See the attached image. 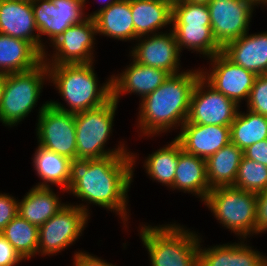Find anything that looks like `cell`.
<instances>
[{
	"label": "cell",
	"mask_w": 267,
	"mask_h": 266,
	"mask_svg": "<svg viewBox=\"0 0 267 266\" xmlns=\"http://www.w3.org/2000/svg\"><path fill=\"white\" fill-rule=\"evenodd\" d=\"M135 153L102 159H73L70 162L68 191L88 204L115 212L128 221V192L133 179ZM126 221V222H125Z\"/></svg>",
	"instance_id": "1"
},
{
	"label": "cell",
	"mask_w": 267,
	"mask_h": 266,
	"mask_svg": "<svg viewBox=\"0 0 267 266\" xmlns=\"http://www.w3.org/2000/svg\"><path fill=\"white\" fill-rule=\"evenodd\" d=\"M201 69L181 71L169 77L139 104L138 127L142 137L178 129L187 121L193 88Z\"/></svg>",
	"instance_id": "2"
},
{
	"label": "cell",
	"mask_w": 267,
	"mask_h": 266,
	"mask_svg": "<svg viewBox=\"0 0 267 266\" xmlns=\"http://www.w3.org/2000/svg\"><path fill=\"white\" fill-rule=\"evenodd\" d=\"M93 63L47 65L49 83L59 90L69 109L53 100L49 104L60 111L76 114L99 108L110 101L112 77L98 87Z\"/></svg>",
	"instance_id": "3"
},
{
	"label": "cell",
	"mask_w": 267,
	"mask_h": 266,
	"mask_svg": "<svg viewBox=\"0 0 267 266\" xmlns=\"http://www.w3.org/2000/svg\"><path fill=\"white\" fill-rule=\"evenodd\" d=\"M140 237L151 266H198L201 237L179 224L141 225Z\"/></svg>",
	"instance_id": "4"
},
{
	"label": "cell",
	"mask_w": 267,
	"mask_h": 266,
	"mask_svg": "<svg viewBox=\"0 0 267 266\" xmlns=\"http://www.w3.org/2000/svg\"><path fill=\"white\" fill-rule=\"evenodd\" d=\"M117 106L118 103L112 98L99 108L74 114L77 159H102L111 155H131L122 142L118 148L105 149L112 134Z\"/></svg>",
	"instance_id": "5"
},
{
	"label": "cell",
	"mask_w": 267,
	"mask_h": 266,
	"mask_svg": "<svg viewBox=\"0 0 267 266\" xmlns=\"http://www.w3.org/2000/svg\"><path fill=\"white\" fill-rule=\"evenodd\" d=\"M204 204L220 224L240 239L256 234L257 194L233 186L216 187Z\"/></svg>",
	"instance_id": "6"
},
{
	"label": "cell",
	"mask_w": 267,
	"mask_h": 266,
	"mask_svg": "<svg viewBox=\"0 0 267 266\" xmlns=\"http://www.w3.org/2000/svg\"><path fill=\"white\" fill-rule=\"evenodd\" d=\"M45 80L49 74L44 62L25 72L6 74L0 122L13 127L24 120L37 106Z\"/></svg>",
	"instance_id": "7"
},
{
	"label": "cell",
	"mask_w": 267,
	"mask_h": 266,
	"mask_svg": "<svg viewBox=\"0 0 267 266\" xmlns=\"http://www.w3.org/2000/svg\"><path fill=\"white\" fill-rule=\"evenodd\" d=\"M88 204H67L39 227L38 253L56 255L70 247L83 233L89 218Z\"/></svg>",
	"instance_id": "8"
},
{
	"label": "cell",
	"mask_w": 267,
	"mask_h": 266,
	"mask_svg": "<svg viewBox=\"0 0 267 266\" xmlns=\"http://www.w3.org/2000/svg\"><path fill=\"white\" fill-rule=\"evenodd\" d=\"M38 145L69 159H77L76 128L73 113L60 111L43 103L38 112Z\"/></svg>",
	"instance_id": "9"
},
{
	"label": "cell",
	"mask_w": 267,
	"mask_h": 266,
	"mask_svg": "<svg viewBox=\"0 0 267 266\" xmlns=\"http://www.w3.org/2000/svg\"><path fill=\"white\" fill-rule=\"evenodd\" d=\"M85 4L86 0H32L42 54L46 52L42 35L48 36L52 44L67 28L87 18Z\"/></svg>",
	"instance_id": "10"
},
{
	"label": "cell",
	"mask_w": 267,
	"mask_h": 266,
	"mask_svg": "<svg viewBox=\"0 0 267 266\" xmlns=\"http://www.w3.org/2000/svg\"><path fill=\"white\" fill-rule=\"evenodd\" d=\"M96 35L95 22L92 17H87L82 22L67 28L52 45H49L53 46V56L46 51L43 54V62L46 65L94 62L93 49Z\"/></svg>",
	"instance_id": "11"
},
{
	"label": "cell",
	"mask_w": 267,
	"mask_h": 266,
	"mask_svg": "<svg viewBox=\"0 0 267 266\" xmlns=\"http://www.w3.org/2000/svg\"><path fill=\"white\" fill-rule=\"evenodd\" d=\"M239 107L235 101L216 91L200 77L191 94L187 121L201 125L230 126Z\"/></svg>",
	"instance_id": "12"
},
{
	"label": "cell",
	"mask_w": 267,
	"mask_h": 266,
	"mask_svg": "<svg viewBox=\"0 0 267 266\" xmlns=\"http://www.w3.org/2000/svg\"><path fill=\"white\" fill-rule=\"evenodd\" d=\"M207 6L212 34L221 48L249 31L256 8L249 0H211Z\"/></svg>",
	"instance_id": "13"
},
{
	"label": "cell",
	"mask_w": 267,
	"mask_h": 266,
	"mask_svg": "<svg viewBox=\"0 0 267 266\" xmlns=\"http://www.w3.org/2000/svg\"><path fill=\"white\" fill-rule=\"evenodd\" d=\"M209 59L212 69L207 72L201 69V77L216 91L232 99L239 106L243 99L247 102L257 75L233 63L222 52Z\"/></svg>",
	"instance_id": "14"
},
{
	"label": "cell",
	"mask_w": 267,
	"mask_h": 266,
	"mask_svg": "<svg viewBox=\"0 0 267 266\" xmlns=\"http://www.w3.org/2000/svg\"><path fill=\"white\" fill-rule=\"evenodd\" d=\"M130 51L132 60L145 66L159 68L170 75L180 72V51L174 32L140 36Z\"/></svg>",
	"instance_id": "15"
},
{
	"label": "cell",
	"mask_w": 267,
	"mask_h": 266,
	"mask_svg": "<svg viewBox=\"0 0 267 266\" xmlns=\"http://www.w3.org/2000/svg\"><path fill=\"white\" fill-rule=\"evenodd\" d=\"M175 138L189 154L207 160L231 142L230 126L201 125L186 121Z\"/></svg>",
	"instance_id": "16"
},
{
	"label": "cell",
	"mask_w": 267,
	"mask_h": 266,
	"mask_svg": "<svg viewBox=\"0 0 267 266\" xmlns=\"http://www.w3.org/2000/svg\"><path fill=\"white\" fill-rule=\"evenodd\" d=\"M32 0H0V34L31 42L41 53ZM35 32V33H34Z\"/></svg>",
	"instance_id": "17"
},
{
	"label": "cell",
	"mask_w": 267,
	"mask_h": 266,
	"mask_svg": "<svg viewBox=\"0 0 267 266\" xmlns=\"http://www.w3.org/2000/svg\"><path fill=\"white\" fill-rule=\"evenodd\" d=\"M122 73L112 75V98L118 103L121 95L135 93L141 99L156 90L169 73L159 68L145 66L132 61Z\"/></svg>",
	"instance_id": "18"
},
{
	"label": "cell",
	"mask_w": 267,
	"mask_h": 266,
	"mask_svg": "<svg viewBox=\"0 0 267 266\" xmlns=\"http://www.w3.org/2000/svg\"><path fill=\"white\" fill-rule=\"evenodd\" d=\"M222 53L233 63L256 75L267 72V31L250 34L247 32L240 38L227 43Z\"/></svg>",
	"instance_id": "19"
},
{
	"label": "cell",
	"mask_w": 267,
	"mask_h": 266,
	"mask_svg": "<svg viewBox=\"0 0 267 266\" xmlns=\"http://www.w3.org/2000/svg\"><path fill=\"white\" fill-rule=\"evenodd\" d=\"M241 240L204 249L199 243L198 266H267V257Z\"/></svg>",
	"instance_id": "20"
},
{
	"label": "cell",
	"mask_w": 267,
	"mask_h": 266,
	"mask_svg": "<svg viewBox=\"0 0 267 266\" xmlns=\"http://www.w3.org/2000/svg\"><path fill=\"white\" fill-rule=\"evenodd\" d=\"M170 189L197 195L201 202L205 201L211 191L207 180L206 160L186 153L178 141V166L174 184Z\"/></svg>",
	"instance_id": "21"
},
{
	"label": "cell",
	"mask_w": 267,
	"mask_h": 266,
	"mask_svg": "<svg viewBox=\"0 0 267 266\" xmlns=\"http://www.w3.org/2000/svg\"><path fill=\"white\" fill-rule=\"evenodd\" d=\"M172 4L169 0H130L135 40L140 36L161 33L160 29L170 26Z\"/></svg>",
	"instance_id": "22"
},
{
	"label": "cell",
	"mask_w": 267,
	"mask_h": 266,
	"mask_svg": "<svg viewBox=\"0 0 267 266\" xmlns=\"http://www.w3.org/2000/svg\"><path fill=\"white\" fill-rule=\"evenodd\" d=\"M42 62L43 54L31 42L0 34V73L25 72Z\"/></svg>",
	"instance_id": "23"
},
{
	"label": "cell",
	"mask_w": 267,
	"mask_h": 266,
	"mask_svg": "<svg viewBox=\"0 0 267 266\" xmlns=\"http://www.w3.org/2000/svg\"><path fill=\"white\" fill-rule=\"evenodd\" d=\"M97 34L120 41L135 40L130 0H119L108 8L97 12L93 17Z\"/></svg>",
	"instance_id": "24"
},
{
	"label": "cell",
	"mask_w": 267,
	"mask_h": 266,
	"mask_svg": "<svg viewBox=\"0 0 267 266\" xmlns=\"http://www.w3.org/2000/svg\"><path fill=\"white\" fill-rule=\"evenodd\" d=\"M57 195L51 187L34 186L21 201L18 200V214L40 227L66 206Z\"/></svg>",
	"instance_id": "25"
},
{
	"label": "cell",
	"mask_w": 267,
	"mask_h": 266,
	"mask_svg": "<svg viewBox=\"0 0 267 266\" xmlns=\"http://www.w3.org/2000/svg\"><path fill=\"white\" fill-rule=\"evenodd\" d=\"M32 159L34 170L42 180V182L35 185L36 187L50 188V185H57L68 193L71 159L47 150L40 145L36 148Z\"/></svg>",
	"instance_id": "26"
},
{
	"label": "cell",
	"mask_w": 267,
	"mask_h": 266,
	"mask_svg": "<svg viewBox=\"0 0 267 266\" xmlns=\"http://www.w3.org/2000/svg\"><path fill=\"white\" fill-rule=\"evenodd\" d=\"M243 150L233 143L219 149L206 160L210 188L234 186Z\"/></svg>",
	"instance_id": "27"
},
{
	"label": "cell",
	"mask_w": 267,
	"mask_h": 266,
	"mask_svg": "<svg viewBox=\"0 0 267 266\" xmlns=\"http://www.w3.org/2000/svg\"><path fill=\"white\" fill-rule=\"evenodd\" d=\"M171 30L177 41L180 52L183 48L196 51L207 57L208 60L217 53L222 52V48L214 39L211 25L202 24H172Z\"/></svg>",
	"instance_id": "28"
},
{
	"label": "cell",
	"mask_w": 267,
	"mask_h": 266,
	"mask_svg": "<svg viewBox=\"0 0 267 266\" xmlns=\"http://www.w3.org/2000/svg\"><path fill=\"white\" fill-rule=\"evenodd\" d=\"M231 143L245 150L248 146L267 139V116L250 110L238 111L230 125Z\"/></svg>",
	"instance_id": "29"
},
{
	"label": "cell",
	"mask_w": 267,
	"mask_h": 266,
	"mask_svg": "<svg viewBox=\"0 0 267 266\" xmlns=\"http://www.w3.org/2000/svg\"><path fill=\"white\" fill-rule=\"evenodd\" d=\"M144 163L146 173L152 180L171 188L178 166V140L174 138L170 144L149 154Z\"/></svg>",
	"instance_id": "30"
},
{
	"label": "cell",
	"mask_w": 267,
	"mask_h": 266,
	"mask_svg": "<svg viewBox=\"0 0 267 266\" xmlns=\"http://www.w3.org/2000/svg\"><path fill=\"white\" fill-rule=\"evenodd\" d=\"M0 234L25 260L38 254L39 227L17 214Z\"/></svg>",
	"instance_id": "31"
},
{
	"label": "cell",
	"mask_w": 267,
	"mask_h": 266,
	"mask_svg": "<svg viewBox=\"0 0 267 266\" xmlns=\"http://www.w3.org/2000/svg\"><path fill=\"white\" fill-rule=\"evenodd\" d=\"M255 194L267 189V166L242 157L234 186Z\"/></svg>",
	"instance_id": "32"
},
{
	"label": "cell",
	"mask_w": 267,
	"mask_h": 266,
	"mask_svg": "<svg viewBox=\"0 0 267 266\" xmlns=\"http://www.w3.org/2000/svg\"><path fill=\"white\" fill-rule=\"evenodd\" d=\"M172 24L211 25L208 6L179 0L172 4Z\"/></svg>",
	"instance_id": "33"
},
{
	"label": "cell",
	"mask_w": 267,
	"mask_h": 266,
	"mask_svg": "<svg viewBox=\"0 0 267 266\" xmlns=\"http://www.w3.org/2000/svg\"><path fill=\"white\" fill-rule=\"evenodd\" d=\"M247 109L267 116V76L257 75L247 101Z\"/></svg>",
	"instance_id": "34"
},
{
	"label": "cell",
	"mask_w": 267,
	"mask_h": 266,
	"mask_svg": "<svg viewBox=\"0 0 267 266\" xmlns=\"http://www.w3.org/2000/svg\"><path fill=\"white\" fill-rule=\"evenodd\" d=\"M18 214V200L9 193H0V232Z\"/></svg>",
	"instance_id": "35"
},
{
	"label": "cell",
	"mask_w": 267,
	"mask_h": 266,
	"mask_svg": "<svg viewBox=\"0 0 267 266\" xmlns=\"http://www.w3.org/2000/svg\"><path fill=\"white\" fill-rule=\"evenodd\" d=\"M22 260L14 247L0 234V266H16Z\"/></svg>",
	"instance_id": "36"
},
{
	"label": "cell",
	"mask_w": 267,
	"mask_h": 266,
	"mask_svg": "<svg viewBox=\"0 0 267 266\" xmlns=\"http://www.w3.org/2000/svg\"><path fill=\"white\" fill-rule=\"evenodd\" d=\"M267 231V189L257 194L256 234Z\"/></svg>",
	"instance_id": "37"
},
{
	"label": "cell",
	"mask_w": 267,
	"mask_h": 266,
	"mask_svg": "<svg viewBox=\"0 0 267 266\" xmlns=\"http://www.w3.org/2000/svg\"><path fill=\"white\" fill-rule=\"evenodd\" d=\"M244 157L267 166V139L254 143L243 150Z\"/></svg>",
	"instance_id": "38"
},
{
	"label": "cell",
	"mask_w": 267,
	"mask_h": 266,
	"mask_svg": "<svg viewBox=\"0 0 267 266\" xmlns=\"http://www.w3.org/2000/svg\"><path fill=\"white\" fill-rule=\"evenodd\" d=\"M73 266H116L112 263H107L105 260L93 256L85 251H78L74 253Z\"/></svg>",
	"instance_id": "39"
},
{
	"label": "cell",
	"mask_w": 267,
	"mask_h": 266,
	"mask_svg": "<svg viewBox=\"0 0 267 266\" xmlns=\"http://www.w3.org/2000/svg\"><path fill=\"white\" fill-rule=\"evenodd\" d=\"M101 1V0H100ZM116 1H119V0H104V2L106 3V4H104V6L103 7H101L100 9H98V10H96L95 12H93V13H90V15L88 14V15H86L87 17H93L97 12H99L100 10H102V9H105V8H108L111 4H113L114 2H116ZM103 2V1H102ZM101 2V3H102Z\"/></svg>",
	"instance_id": "40"
},
{
	"label": "cell",
	"mask_w": 267,
	"mask_h": 266,
	"mask_svg": "<svg viewBox=\"0 0 267 266\" xmlns=\"http://www.w3.org/2000/svg\"><path fill=\"white\" fill-rule=\"evenodd\" d=\"M5 78H6V74L0 73V105H1L3 92H4Z\"/></svg>",
	"instance_id": "41"
},
{
	"label": "cell",
	"mask_w": 267,
	"mask_h": 266,
	"mask_svg": "<svg viewBox=\"0 0 267 266\" xmlns=\"http://www.w3.org/2000/svg\"><path fill=\"white\" fill-rule=\"evenodd\" d=\"M249 1H251L257 7L258 5L260 6V4L267 6V0H249Z\"/></svg>",
	"instance_id": "42"
},
{
	"label": "cell",
	"mask_w": 267,
	"mask_h": 266,
	"mask_svg": "<svg viewBox=\"0 0 267 266\" xmlns=\"http://www.w3.org/2000/svg\"><path fill=\"white\" fill-rule=\"evenodd\" d=\"M194 4H205L207 5L211 0H187Z\"/></svg>",
	"instance_id": "43"
},
{
	"label": "cell",
	"mask_w": 267,
	"mask_h": 266,
	"mask_svg": "<svg viewBox=\"0 0 267 266\" xmlns=\"http://www.w3.org/2000/svg\"><path fill=\"white\" fill-rule=\"evenodd\" d=\"M169 1H171L173 3V2H176V1H179V0H169Z\"/></svg>",
	"instance_id": "44"
}]
</instances>
